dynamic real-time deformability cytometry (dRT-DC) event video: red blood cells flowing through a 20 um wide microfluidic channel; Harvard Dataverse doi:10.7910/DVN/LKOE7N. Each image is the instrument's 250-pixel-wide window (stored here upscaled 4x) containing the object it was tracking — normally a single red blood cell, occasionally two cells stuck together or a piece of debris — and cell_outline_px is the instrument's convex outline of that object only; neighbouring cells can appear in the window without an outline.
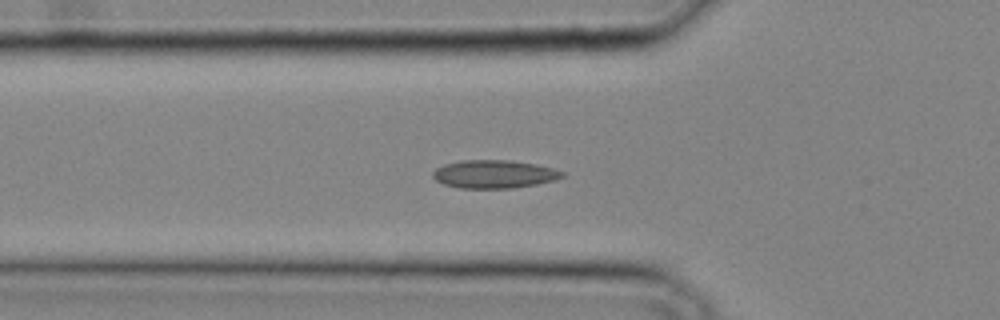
{"species": "common noctule bat (a hibernating species)", "species_latin": "Nyctalus noctula", "temperature_condition": "cold", "stored_images_in_passage": 34, "camera_frame_rate_fps": 3000, "um_per_image_px": 0.085, "animal": {"sex": "male", "body_mass_g": 20.4}, "frame": {"image": 1, "passage_image": 12, "time_ms": 3.667, "image_size_px": [1000, 320], "cell_outline_px": [[564, 176], [556, 180], [536, 184], [512, 188], [460, 188], [444, 184], [436, 180], [432, 176], [432, 172], [436, 168], [444, 164], [460, 160], [512, 160], [536, 164], [552, 168], [564, 172]], "centroid_in_image_um": [41.99, 14.79], "position_along_channel_um": 83.8, "area_um2": 21.27}}
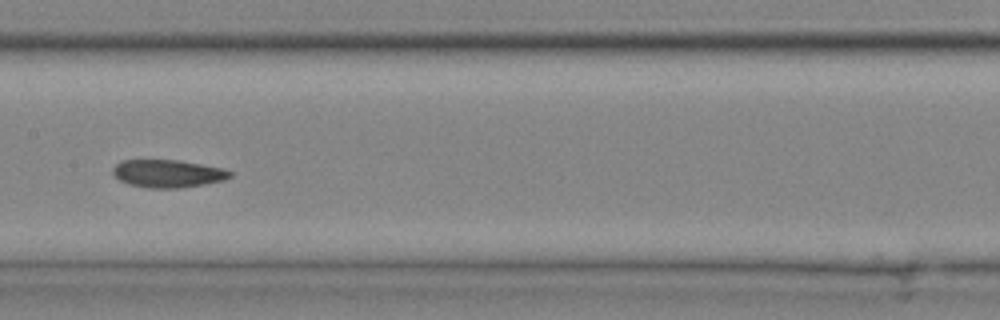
{"frame": {"image": 2, "passage_image": 18, "time_ms": 5.667, "image_size_px": [1000, 320], "cell_outline_px": [[232, 176], [220, 180], [180, 188], [148, 188], [128, 184], [120, 180], [112, 172], [112, 168], [120, 160], [180, 160], [220, 168], [232, 172]], "centroid_in_image_um": [14.19, 14.74], "position_along_channel_um": 193.2, "area_um2": 18.67}}
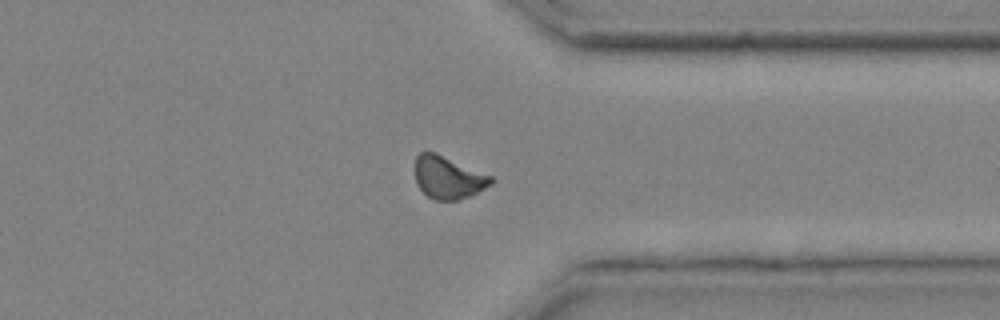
{"frame": {"image": 3, "passage_image": 28, "time_ms": 9.0, "image_size_px": [1000, 320], "cell_outline_px": [[492, 184], [468, 196], [456, 200], [436, 200], [428, 196], [416, 184], [416, 156], [420, 152], [436, 152], [492, 176]], "centroid_in_image_um": [38.08, 15.07], "position_along_channel_um": 373.3, "area_um2": 18.55}}